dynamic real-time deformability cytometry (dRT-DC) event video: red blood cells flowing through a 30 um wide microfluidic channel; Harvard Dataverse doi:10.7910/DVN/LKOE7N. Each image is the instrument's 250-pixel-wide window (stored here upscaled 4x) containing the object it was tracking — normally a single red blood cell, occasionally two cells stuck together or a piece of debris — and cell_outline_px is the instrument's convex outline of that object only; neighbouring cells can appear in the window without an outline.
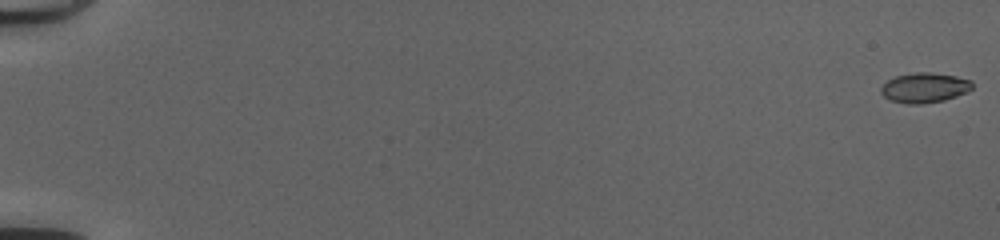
{"species": "common noctule bat (a hibernating species)", "species_latin": "Nyctalus noctula", "temperature_condition": "cold", "stored_images_in_passage": 52, "camera_frame_rate_fps": 3000, "um_per_image_px": 0.085, "animal": {"sex": "female", "body_mass_g": 20.0, "forearm_length_mm": 54.0}, "frame": {"image": 1, "passage_image": 1, "time_ms": 0.0, "image_size_px": [1000, 240], "cell_outline_px": [[972, 88], [968, 92], [944, 100], [920, 104], [908, 104], [888, 100], [880, 92], [880, 88], [888, 80], [896, 76], [916, 72], [932, 72], [956, 76], [972, 80]], "centroid_in_image_um": [78.59, 7.45], "position_along_channel_um": 6.4, "area_um2": 16.01}}
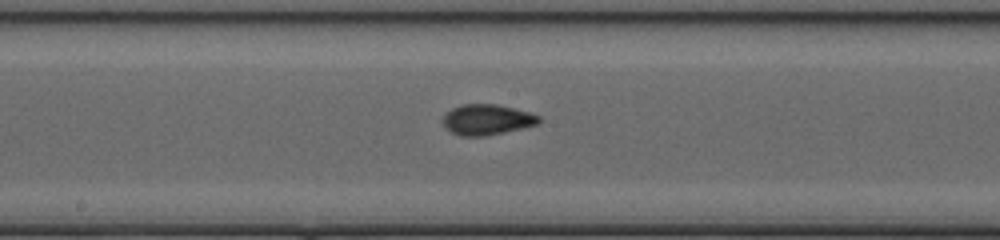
{"frame": {"image": 2, "passage_image": 30, "time_ms": 9.667, "image_size_px": [1000, 240], "cell_outline_px": [[540, 120], [536, 124], [504, 132], [484, 136], [460, 136], [444, 128], [444, 116], [452, 108], [460, 104], [496, 104], [532, 112], [540, 116]], "centroid_in_image_um": [41.39, 10.16], "position_along_channel_um": 206.8, "area_um2": 16.99}}
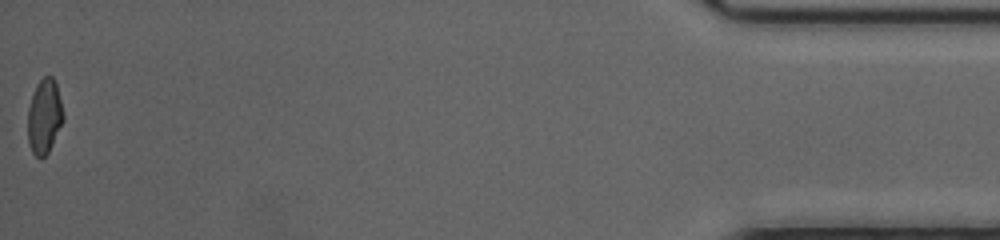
{"frame": {"image": 3, "passage_image": 52, "time_ms": 17.0, "image_size_px": [1000, 240], "cell_outline_px": [[64, 120], [48, 152], [40, 160], [32, 152], [28, 144], [28, 108], [36, 84], [44, 76], [52, 76], [56, 84], [64, 116]], "centroid_in_image_um": [3.76, 9.92], "position_along_channel_um": 431.4, "area_um2": 15.37}, "authors_computed_cell_mechanics": {"area_um2": 15.9817, "velocity_mm_per_s": 4.2172, "shape_relaxation_time_tau1_ms": 4.6169, "shape_relaxation_time_tau2_ms": 0.9152, "deformation_change_tau1": 0.1379, "deformation_change_tau2": 0.0504}}